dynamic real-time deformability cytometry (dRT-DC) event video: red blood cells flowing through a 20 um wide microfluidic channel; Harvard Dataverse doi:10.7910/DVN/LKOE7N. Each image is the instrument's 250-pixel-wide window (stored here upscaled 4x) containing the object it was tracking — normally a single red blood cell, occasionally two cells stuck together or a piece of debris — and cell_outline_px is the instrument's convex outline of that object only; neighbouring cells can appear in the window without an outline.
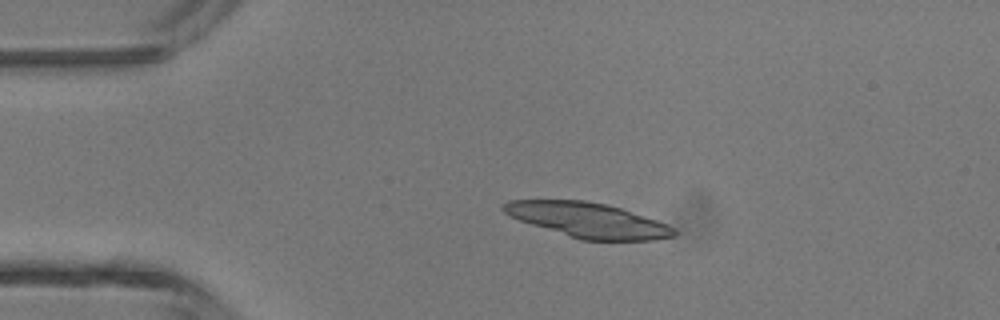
{"species": "common noctule bat (a hibernating species)", "species_latin": "Nyctalus noctula", "temperature_condition": "room temperature", "stored_images_in_passage": 2, "camera_frame_rate_fps": 3000, "um_per_image_px": 0.085, "animal": {"sex": "male", "body_mass_g": 13.3}, "frame": {"image": 1, "passage_image": 1, "time_ms": 0.0, "image_size_px": [1000, 320], "cell_outline_px": [[676, 232], [672, 236], [652, 240], [580, 240], [508, 216], [500, 208], [500, 204], [508, 200], [584, 200], [608, 204], [668, 224]], "centroid_in_image_um": [49.91, 18.69], "position_along_channel_um": 35.1, "area_um2": 34.39}}